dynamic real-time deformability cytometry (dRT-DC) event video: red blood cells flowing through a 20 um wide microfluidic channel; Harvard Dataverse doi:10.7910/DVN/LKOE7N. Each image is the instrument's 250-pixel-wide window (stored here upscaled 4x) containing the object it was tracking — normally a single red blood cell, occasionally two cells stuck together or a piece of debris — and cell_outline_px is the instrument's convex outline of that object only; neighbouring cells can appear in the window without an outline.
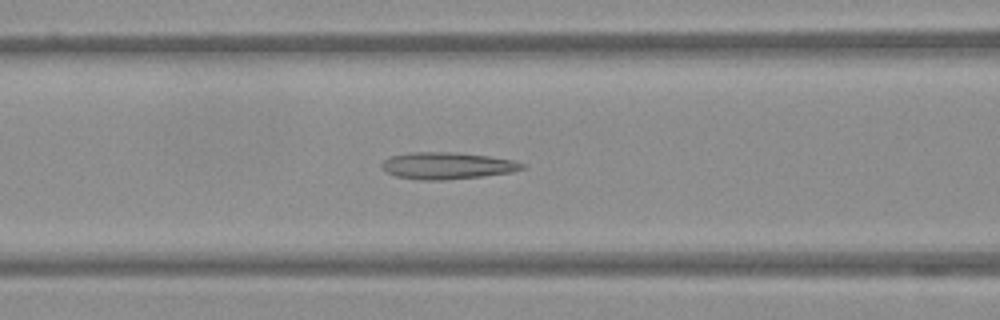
{"species": "Egyptian fruit bat (a non-hibernating species)", "species_latin": "Rousettus aegyptiacus", "temperature_condition": "warm", "stored_images_in_passage": 53, "camera_frame_rate_fps": 3000, "um_per_image_px": 0.085, "frame": {"image": 1, "passage_image": 22, "time_ms": 7.0, "image_size_px": [1000, 320], "cell_outline_px": [[524, 168], [512, 172], [484, 176], [448, 180], [420, 180], [396, 176], [388, 172], [380, 164], [384, 160], [392, 156], [408, 152], [452, 152], [488, 156], [512, 160], [524, 164]], "centroid_in_image_um": [38.0, 14.09], "position_along_channel_um": 128.6, "area_um2": 21.85}}
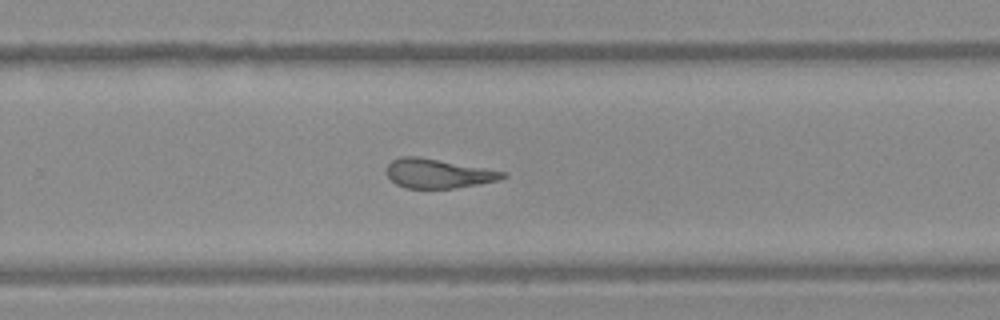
{"frame": {"image": 2, "passage_image": 35, "time_ms": 11.333, "image_size_px": [1000, 320], "cell_outline_px": [[508, 176], [500, 180], [456, 188], [404, 188], [396, 184], [384, 172], [388, 164], [392, 160], [400, 156], [416, 156], [508, 172]], "centroid_in_image_um": [37.23, 14.75], "position_along_channel_um": 292.6, "area_um2": 19.88}}
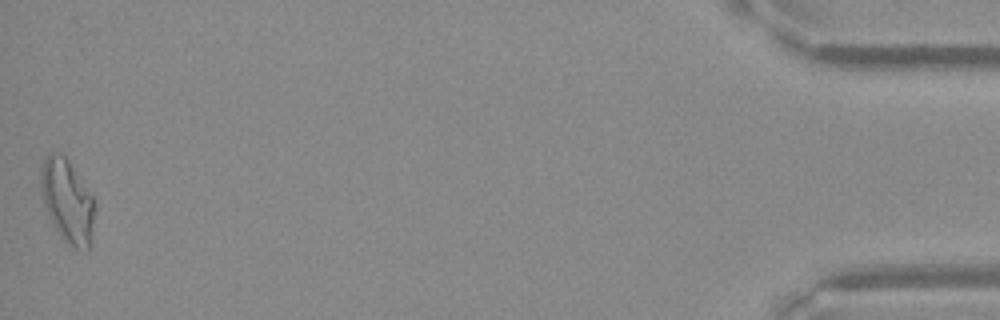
{"frame": {"image": 3, "passage_image": 53, "time_ms": 17.333, "image_size_px": [1000, 320], "cell_outline_px": [[96, 208], [88, 248], [84, 252], [72, 248], [60, 236], [48, 212], [44, 200], [40, 184], [40, 168], [44, 156], [48, 152], [56, 152], [64, 156], [92, 196]], "centroid_in_image_um": [5.72, 17.08], "position_along_channel_um": 429.5, "area_um2": 25.72}}